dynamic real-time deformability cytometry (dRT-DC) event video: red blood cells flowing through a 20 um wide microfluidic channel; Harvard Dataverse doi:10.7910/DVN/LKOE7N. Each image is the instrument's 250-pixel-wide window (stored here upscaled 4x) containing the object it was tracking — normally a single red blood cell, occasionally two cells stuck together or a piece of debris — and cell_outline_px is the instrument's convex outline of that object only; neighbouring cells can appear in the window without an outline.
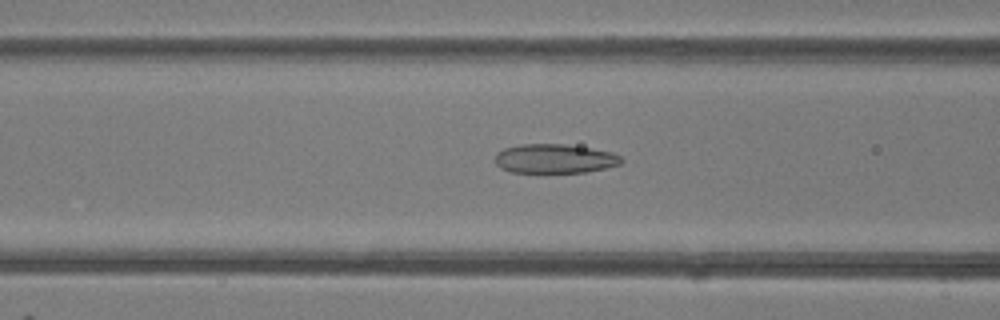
{"species": "common noctule bat (a hibernating species)", "species_latin": "Nyctalus noctula", "temperature_condition": "room temperature", "stored_images_in_passage": 44, "camera_frame_rate_fps": 3000, "um_per_image_px": 0.085, "animal": {"sex": "female"}, "frame": {"image": 1, "passage_image": 19, "time_ms": 6.0, "image_size_px": [1000, 320], "cell_outline_px": [[624, 160], [620, 164], [588, 172], [512, 172], [500, 168], [496, 164], [496, 152], [504, 148], [520, 144], [568, 144], [592, 148], [612, 152], [620, 156]], "centroid_in_image_um": [47.15, 13.47], "position_along_channel_um": 119.4, "area_um2": 21.56}}
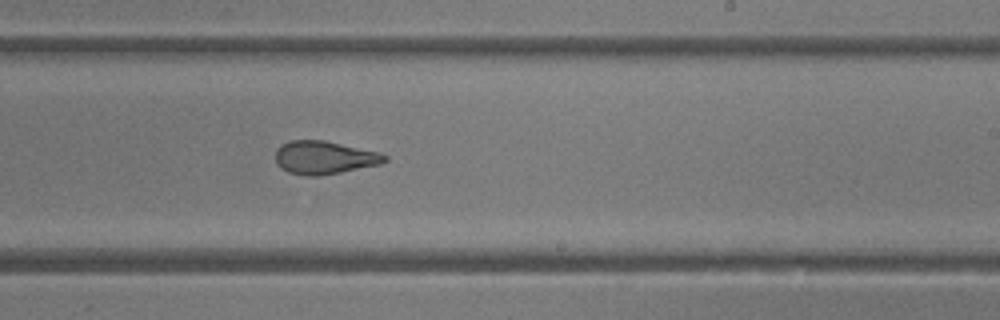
{"frame": {"image": 2, "passage_image": 29, "time_ms": 9.333, "image_size_px": [1000, 320], "cell_outline_px": [[388, 160], [380, 164], [320, 176], [304, 176], [288, 172], [280, 168], [276, 164], [276, 148], [280, 144], [288, 140], [324, 140], [380, 152], [388, 156]], "centroid_in_image_um": [27.53, 13.39], "position_along_channel_um": 261.5, "area_um2": 21.33}}
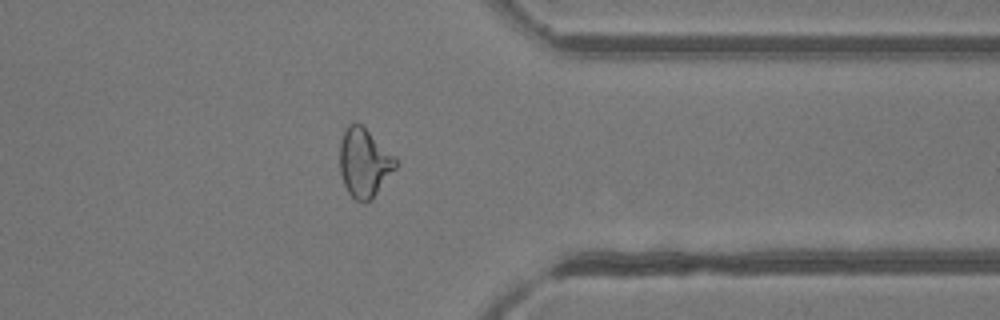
{"frame": {"image": 3, "passage_image": 38, "time_ms": 12.333, "image_size_px": [1000, 320], "cell_outline_px": [[400, 164], [372, 200], [364, 204], [356, 200], [348, 192], [344, 184], [340, 172], [340, 144], [344, 132], [348, 124], [360, 124], [396, 156], [400, 160]], "centroid_in_image_um": [31.01, 13.88], "position_along_channel_um": 380.4, "area_um2": 22.66}}